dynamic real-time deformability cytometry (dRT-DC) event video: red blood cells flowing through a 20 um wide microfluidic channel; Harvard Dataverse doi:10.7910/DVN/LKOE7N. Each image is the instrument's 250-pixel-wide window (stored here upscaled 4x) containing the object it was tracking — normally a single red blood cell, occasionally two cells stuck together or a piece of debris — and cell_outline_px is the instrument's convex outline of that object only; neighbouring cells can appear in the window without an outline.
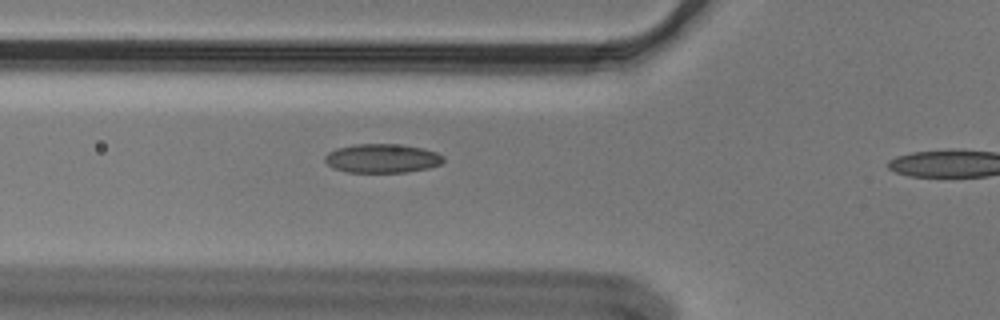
{"species": "Egyptian fruit bat (a non-hibernating species)", "species_latin": "Rousettus aegyptiacus", "temperature_condition": "cold", "stored_images_in_passage": 32, "camera_frame_rate_fps": 3000, "um_per_image_px": 0.085, "animal": {"sex": "male"}, "frame": {"image": 1, "passage_image": 6, "time_ms": 1.667, "image_size_px": [1000, 320], "cell_outline_px": [[444, 160], [440, 164], [428, 168], [404, 172], [348, 172], [332, 168], [324, 160], [324, 156], [328, 152], [336, 148], [356, 144], [400, 144], [420, 148], [436, 152], [444, 156]], "centroid_in_image_um": [32.45, 13.46], "position_along_channel_um": 93.3, "area_um2": 19.94}}
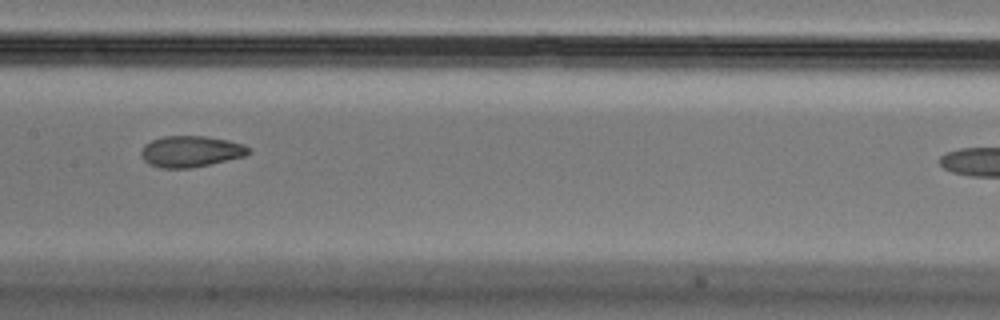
{"frame": {"image": 2, "passage_image": 14, "time_ms": 4.333, "image_size_px": [1000, 320], "cell_outline_px": [[252, 152], [244, 156], [192, 168], [160, 168], [148, 164], [140, 156], [140, 152], [144, 144], [152, 140], [164, 136], [204, 136], [228, 140], [244, 144], [252, 148]], "centroid_in_image_um": [16.21, 12.87], "position_along_channel_um": 191.2, "area_um2": 19.71}}
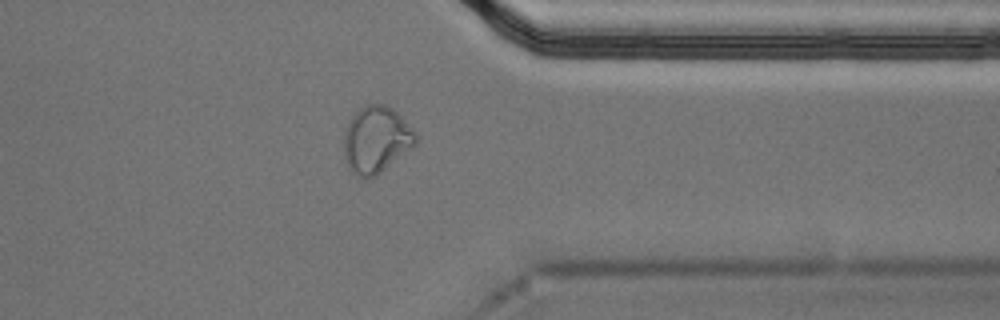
{"frame": {"image": 3, "passage_image": 30, "time_ms": 9.667, "image_size_px": [1000, 320], "cell_outline_px": [[416, 144], [380, 172], [368, 180], [364, 180], [348, 168], [344, 152], [344, 132], [348, 120], [364, 104], [384, 104], [392, 108], [416, 132]], "centroid_in_image_um": [31.95, 11.86], "position_along_channel_um": 379.5, "area_um2": 27.74}}